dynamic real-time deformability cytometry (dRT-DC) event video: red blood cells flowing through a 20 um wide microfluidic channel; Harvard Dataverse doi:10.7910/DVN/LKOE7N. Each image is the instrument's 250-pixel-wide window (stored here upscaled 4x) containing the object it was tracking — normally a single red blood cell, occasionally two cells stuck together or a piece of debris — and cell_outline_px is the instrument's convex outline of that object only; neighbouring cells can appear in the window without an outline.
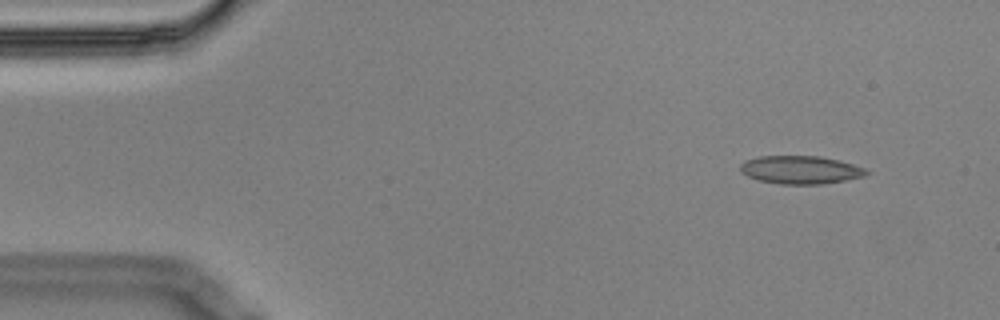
{"species": "Egyptian fruit bat (a non-hibernating species)", "species_latin": "Rousettus aegyptiacus", "temperature_condition": "cold", "stored_images_in_passage": 4, "camera_frame_rate_fps": 3000, "um_per_image_px": 0.085, "animal": {"sex": "male"}, "frame": {"image": 1, "passage_image": 2, "time_ms": 0.333, "image_size_px": [1000, 320], "cell_outline_px": [[872, 172], [864, 176], [848, 180], [820, 184], [780, 184], [756, 180], [740, 172], [740, 164], [744, 160], [756, 156], [820, 156], [852, 164], [864, 168]], "centroid_in_image_um": [68.01, 14.44], "position_along_channel_um": 17.0, "area_um2": 20.81}}